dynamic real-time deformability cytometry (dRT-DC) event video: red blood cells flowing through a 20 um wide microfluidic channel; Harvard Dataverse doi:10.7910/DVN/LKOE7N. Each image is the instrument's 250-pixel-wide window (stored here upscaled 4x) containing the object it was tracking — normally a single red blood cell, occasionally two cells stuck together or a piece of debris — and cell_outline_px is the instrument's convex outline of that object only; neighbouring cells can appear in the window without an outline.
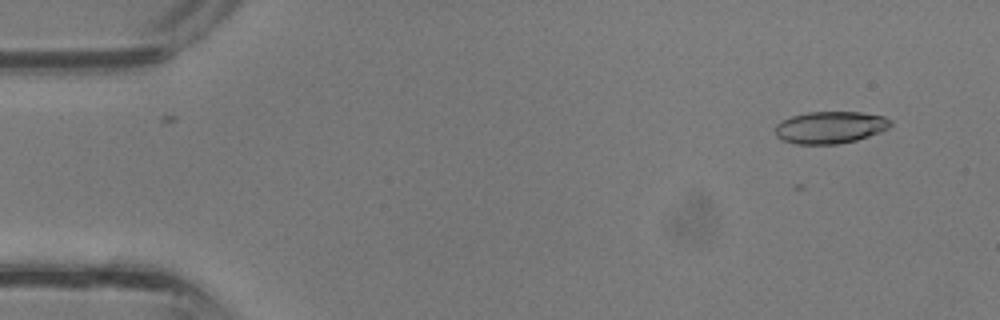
{"species": "common noctule bat (a hibernating species)", "species_latin": "Nyctalus noctula", "temperature_condition": "room temperature", "stored_images_in_passage": 19, "camera_frame_rate_fps": 3000, "um_per_image_px": 0.085, "animal": {"sex": "male", "body_mass_g": 13.3}, "frame": {"image": 1, "passage_image": 3, "time_ms": 0.667, "image_size_px": [1000, 320], "cell_outline_px": [[892, 124], [888, 128], [880, 132], [856, 140], [836, 144], [796, 144], [780, 140], [776, 136], [776, 124], [780, 120], [792, 116], [808, 112], [860, 112], [884, 116], [892, 120]], "centroid_in_image_um": [70.55, 10.82], "position_along_channel_um": 14.4, "area_um2": 21.68}}
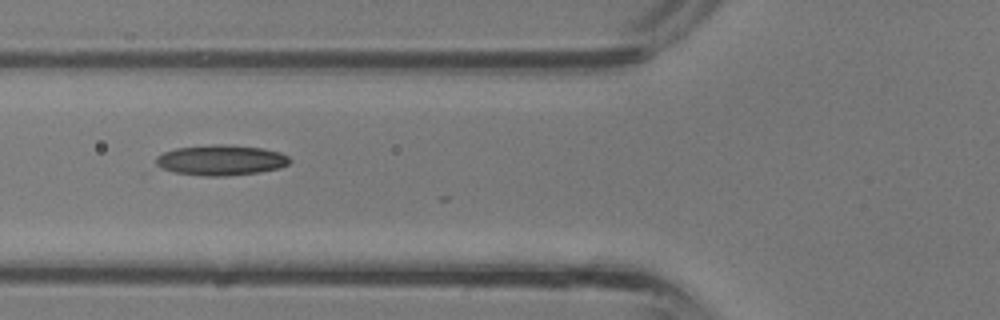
{"frame": {"image": 2, "passage_image": 14, "time_ms": 4.333, "image_size_px": [1000, 320], "cell_outline_px": [[292, 160], [288, 164], [280, 168], [260, 172], [224, 176], [204, 176], [176, 172], [164, 168], [156, 164], [156, 156], [164, 152], [176, 148], [216, 144], [228, 144], [264, 148], [280, 152], [288, 156]], "centroid_in_image_um": [18.83, 13.6], "position_along_channel_um": 107.0, "area_um2": 23.7}}
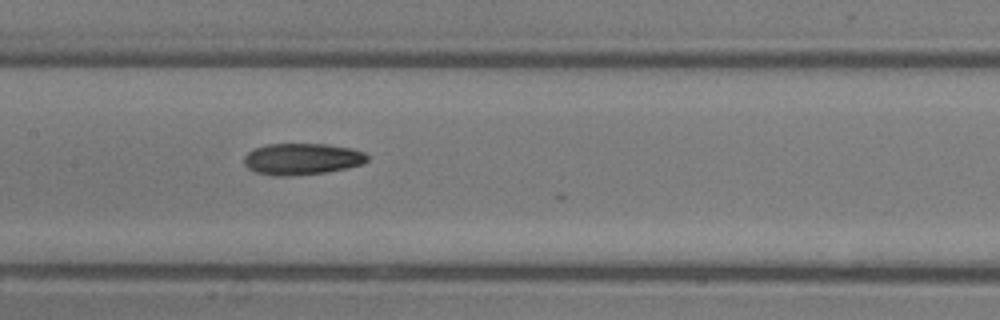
{"frame": {"image": 3, "passage_image": 18, "time_ms": 5.667, "image_size_px": [1000, 320], "cell_outline_px": [[368, 160], [364, 164], [348, 168], [324, 172], [292, 176], [276, 176], [256, 172], [248, 168], [244, 164], [244, 156], [252, 148], [268, 144], [328, 144], [352, 148], [364, 152], [368, 156]], "centroid_in_image_um": [25.68, 13.51], "position_along_channel_um": 181.7, "area_um2": 22.83}}